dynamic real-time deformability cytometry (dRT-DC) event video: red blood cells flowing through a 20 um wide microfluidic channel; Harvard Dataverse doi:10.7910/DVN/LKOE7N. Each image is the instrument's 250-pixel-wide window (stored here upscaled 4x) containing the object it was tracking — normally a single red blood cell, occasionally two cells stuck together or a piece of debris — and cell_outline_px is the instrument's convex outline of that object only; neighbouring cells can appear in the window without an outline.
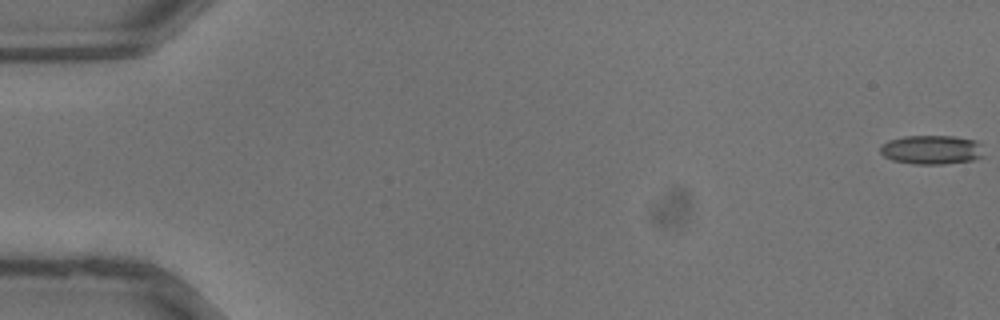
{"species": "common noctule bat (a hibernating species)", "species_latin": "Nyctalus noctula", "temperature_condition": "warm", "stored_images_in_passage": 37, "camera_frame_rate_fps": 3000, "um_per_image_px": 0.085, "animal": {"sex": "male", "body_mass_g": 13.3}, "frame": {"image": 1, "passage_image": 1, "time_ms": 0.0, "image_size_px": [1000, 320], "cell_outline_px": [[984, 156], [972, 160], [944, 164], [916, 164], [892, 160], [884, 156], [880, 152], [880, 144], [888, 140], [904, 136], [952, 136], [976, 140], [980, 144]], "centroid_in_image_um": [79.17, 12.72], "position_along_channel_um": 5.8, "area_um2": 17.63}}
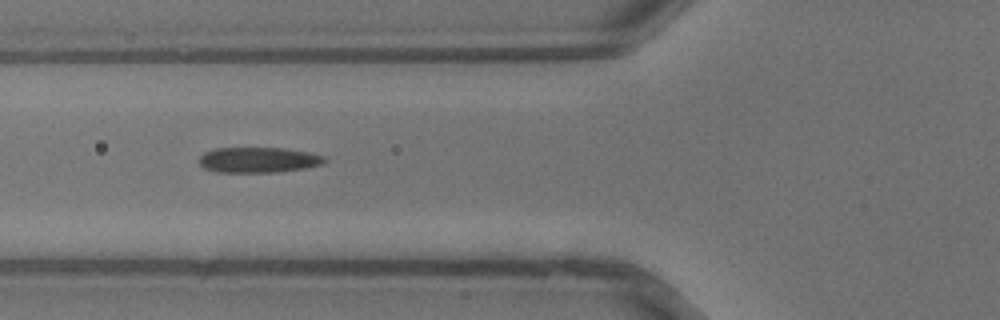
{"frame": {"image": 2, "passage_image": 15, "time_ms": 4.667, "image_size_px": [1000, 320], "cell_outline_px": [[328, 160], [324, 164], [308, 168], [276, 172], [216, 172], [204, 168], [196, 160], [204, 152], [212, 148], [284, 148], [308, 152], [324, 156]], "centroid_in_image_um": [21.96, 13.59], "position_along_channel_um": 103.8, "area_um2": 18.9}}
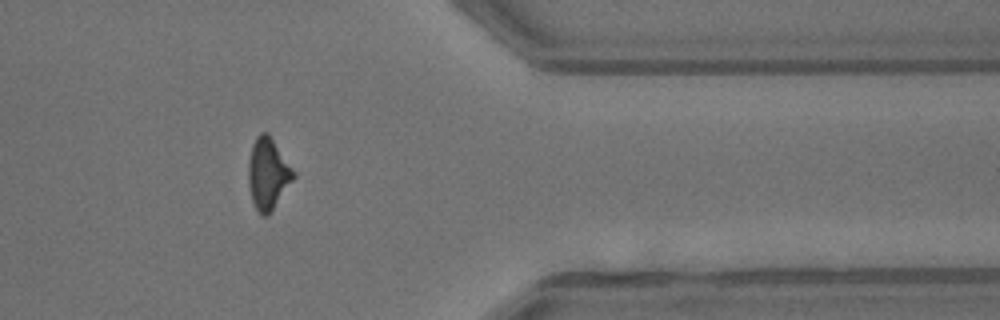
{"frame": {"image": 3, "passage_image": 31, "time_ms": 10.0, "image_size_px": [1000, 320], "cell_outline_px": [[296, 176], [268, 216], [260, 216], [252, 200], [248, 184], [248, 160], [252, 144], [256, 136], [260, 132], [268, 132], [296, 172]], "centroid_in_image_um": [22.77, 14.75], "position_along_channel_um": 388.6, "area_um2": 19.02}}